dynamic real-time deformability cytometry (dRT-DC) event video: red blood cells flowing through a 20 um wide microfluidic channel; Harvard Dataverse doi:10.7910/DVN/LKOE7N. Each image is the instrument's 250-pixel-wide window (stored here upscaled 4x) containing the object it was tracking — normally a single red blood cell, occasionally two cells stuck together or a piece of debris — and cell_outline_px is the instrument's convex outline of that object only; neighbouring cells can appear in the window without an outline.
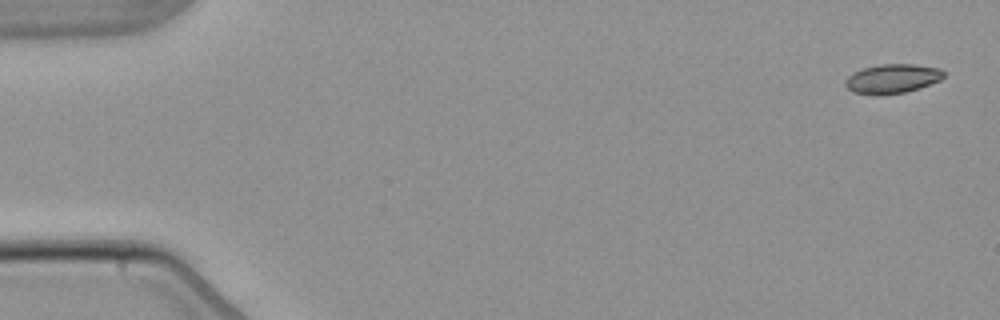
{"species": "common noctule bat (a hibernating species)", "species_latin": "Nyctalus noctula", "temperature_condition": "warm", "stored_images_in_passage": 5, "segment_of_instrument_passage": [2, 2], "camera_frame_rate_fps": 3000, "um_per_image_px": 0.085, "animal": {"sex": "male", "body_mass_g": 21.5, "forearm_length_mm": 52.0}, "frame": {"image": 1, "passage_image": 5, "time_ms": 5.333, "image_size_px": [1000, 320], "cell_outline_px": [[944, 76], [940, 80], [920, 88], [904, 92], [880, 96], [876, 96], [852, 92], [844, 84], [844, 80], [852, 72], [864, 68], [880, 64], [912, 64], [940, 68], [944, 72]], "centroid_in_image_um": [75.81, 6.7], "position_along_channel_um": 9.2, "area_um2": 16.99}}